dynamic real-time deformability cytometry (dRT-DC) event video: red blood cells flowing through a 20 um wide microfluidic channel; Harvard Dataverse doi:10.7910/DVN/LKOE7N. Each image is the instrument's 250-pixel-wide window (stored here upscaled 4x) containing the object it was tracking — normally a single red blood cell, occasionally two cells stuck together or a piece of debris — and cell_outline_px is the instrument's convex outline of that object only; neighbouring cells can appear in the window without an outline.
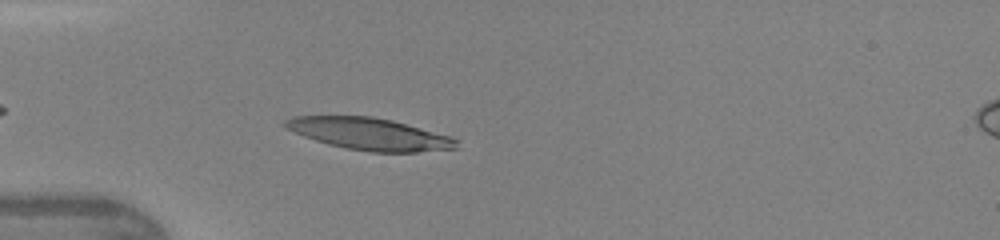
{"species": "human", "species_latin": "Homo sapiens", "temperature_condition": "warm", "stored_images_in_passage": 37, "camera_frame_rate_fps": 3000, "um_per_image_px": 0.085, "donor": {"sex": "female"}, "frame": {"image": 1, "passage_image": 4, "time_ms": 1.0, "image_size_px": [1000, 240], "cell_outline_px": [[460, 140], [456, 148], [416, 152], [372, 152], [344, 148], [328, 144], [304, 136], [284, 128], [284, 120], [292, 116], [372, 116], [392, 120], [448, 136]], "centroid_in_image_um": [31.37, 11.38], "position_along_channel_um": 53.6, "area_um2": 31.73}}
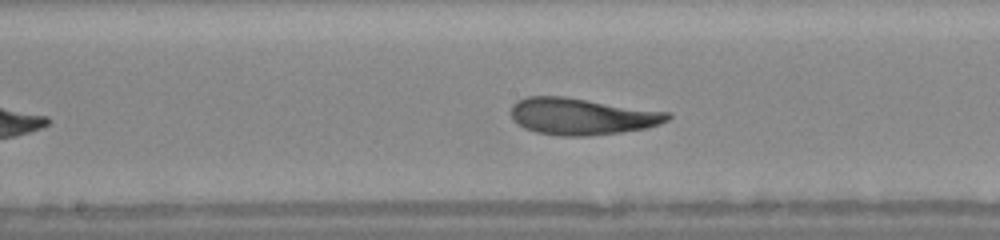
{"frame": {"image": 2, "passage_image": 15, "time_ms": 4.667, "image_size_px": [1000, 240], "cell_outline_px": [[672, 116], [668, 120], [660, 124], [644, 128], [620, 132], [588, 136], [560, 136], [536, 132], [524, 128], [516, 124], [512, 120], [508, 112], [512, 104], [516, 100], [528, 96], [564, 96], [668, 112]], "centroid_in_image_um": [49.37, 9.89], "position_along_channel_um": 198.8, "area_um2": 33.76}}
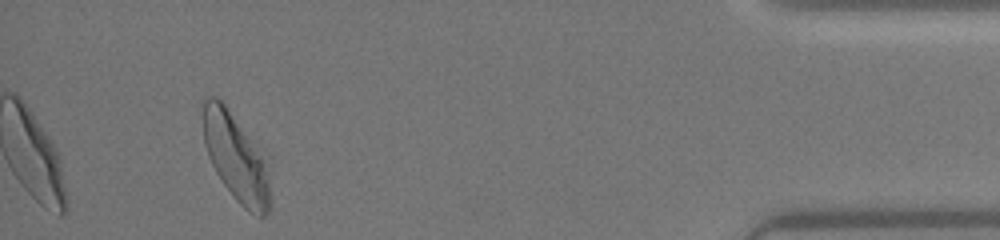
{"frame": {"image": 3, "passage_image": 34, "time_ms": 11.0, "image_size_px": [1000, 240], "cell_outline_px": [[268, 212], [264, 216], [260, 216], [248, 212], [236, 200], [224, 184], [216, 172], [208, 156], [204, 144], [204, 100], [208, 96], [216, 96], [224, 104], [260, 156], [268, 180]], "centroid_in_image_um": [19.97, 13.43], "position_along_channel_um": 415.2, "area_um2": 31.91}, "authors_computed_cell_mechanics": {"area_um2": 32.946, "velocity_mm_per_s": 4.2995, "shape_relaxation_time_tau1_ms": 2.9878, "shape_relaxation_time_tau2_ms": 1.4096, "deformation_change_tau1": 0.1774, "deformation_change_tau2": 0.1048}}